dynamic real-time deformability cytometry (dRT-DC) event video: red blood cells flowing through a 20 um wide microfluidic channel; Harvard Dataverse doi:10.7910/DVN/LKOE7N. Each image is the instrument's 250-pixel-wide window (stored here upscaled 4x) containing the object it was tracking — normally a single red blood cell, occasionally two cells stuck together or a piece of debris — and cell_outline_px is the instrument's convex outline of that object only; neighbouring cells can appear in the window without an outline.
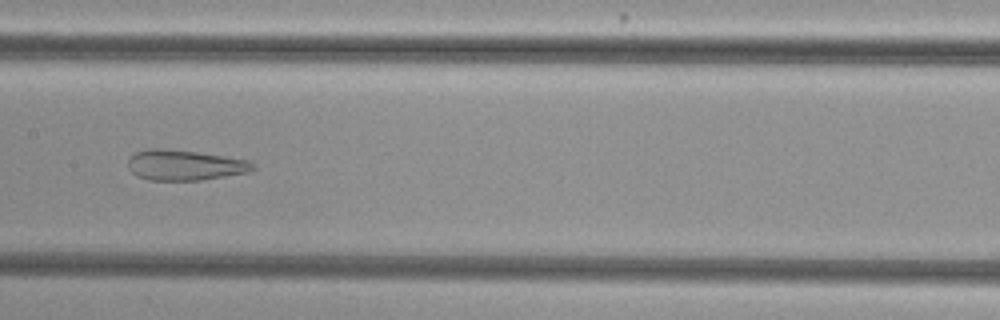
{"species": "common noctule bat (a hibernating species)", "species_latin": "Nyctalus noctula", "temperature_condition": "cold", "stored_images_in_passage": 53, "camera_frame_rate_fps": 3000, "um_per_image_px": 0.085, "animal": {"sex": "female", "body_mass_g": 29.2, "forearm_length_mm": 56.3}, "frame": {"image": 1, "passage_image": 27, "time_ms": 8.667, "image_size_px": [1000, 320], "cell_outline_px": [[256, 168], [248, 172], [204, 180], [148, 180], [136, 176], [128, 168], [128, 156], [136, 152], [148, 148], [160, 148], [196, 152], [248, 160]], "centroid_in_image_um": [15.65, 14.04], "position_along_channel_um": 191.8, "area_um2": 22.14}}
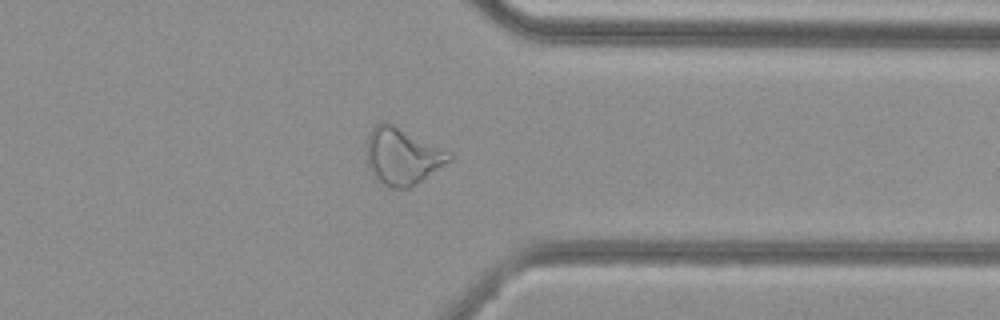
{"frame": {"image": 2, "passage_image": 42, "time_ms": 13.667, "image_size_px": [1000, 320], "cell_outline_px": [[452, 160], [416, 184], [408, 188], [392, 188], [384, 184], [372, 172], [368, 164], [368, 136], [372, 128], [380, 120], [384, 120], [452, 152]], "centroid_in_image_um": [34.24, 13.25], "position_along_channel_um": 377.2, "area_um2": 26.99}}
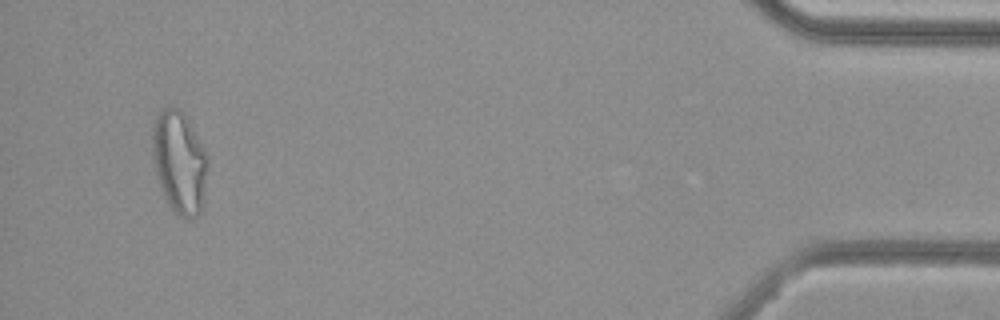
{"frame": {"image": 3, "passage_image": 51, "time_ms": 16.667, "image_size_px": [1000, 320], "cell_outline_px": [[208, 168], [204, 192], [200, 212], [196, 216], [188, 220], [176, 216], [168, 204], [160, 188], [156, 176], [152, 160], [152, 128], [156, 116], [168, 104], [180, 108], [184, 112], [204, 148], [208, 156]], "centroid_in_image_um": [15.23, 13.78], "position_along_channel_um": 420.0, "area_um2": 33.7}, "authors_computed_cell_mechanics": {"area_um2": 29.3624, "velocity_mm_per_s": 3.7862, "shape_relaxation_time_tau1_ms": null, "shape_relaxation_time_tau2_ms": 1.9827, "deformation_change_tau1": null, "deformation_change_tau2": 0.1177}}